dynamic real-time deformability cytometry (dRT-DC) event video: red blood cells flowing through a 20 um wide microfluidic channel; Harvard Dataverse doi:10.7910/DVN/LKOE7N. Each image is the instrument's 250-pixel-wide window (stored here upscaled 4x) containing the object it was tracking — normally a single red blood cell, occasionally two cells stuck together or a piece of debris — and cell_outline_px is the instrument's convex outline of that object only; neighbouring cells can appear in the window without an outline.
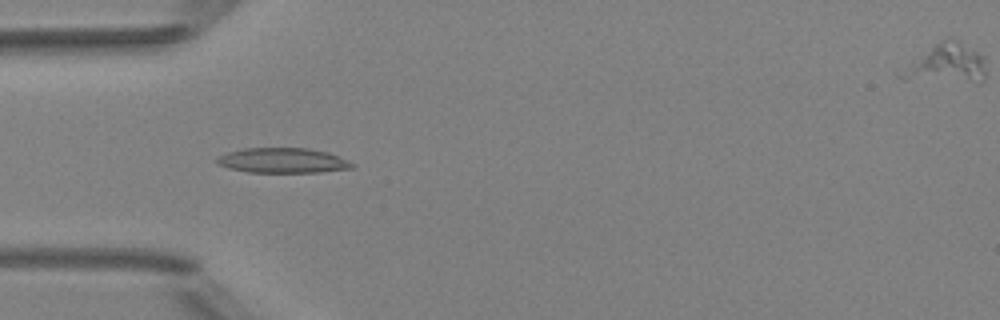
{"species": "Egyptian fruit bat (a non-hibernating species)", "species_latin": "Rousettus aegyptiacus", "temperature_condition": "room temperature", "stored_images_in_passage": 8, "camera_frame_rate_fps": 3000, "um_per_image_px": 0.085, "animal": {"sex": "female"}, "frame": {"image": 1, "passage_image": 5, "time_ms": 4.667, "image_size_px": [1000, 320], "cell_outline_px": [[356, 164], [352, 168], [320, 172], [248, 172], [228, 168], [216, 164], [216, 156], [228, 152], [244, 148], [308, 148], [328, 152], [340, 156]], "centroid_in_image_um": [24.03, 13.64], "position_along_channel_um": 61.0, "area_um2": 19.88}}
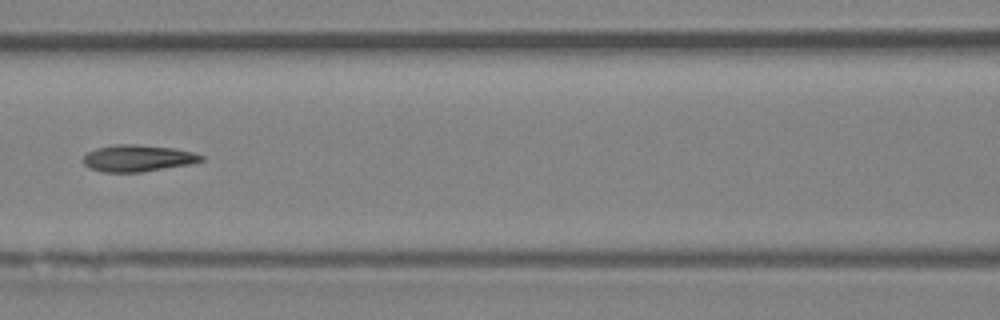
{"frame": {"image": 2, "passage_image": 7, "time_ms": 7.0, "image_size_px": [1000, 320], "cell_outline_px": [[204, 160], [192, 164], [140, 172], [104, 172], [88, 168], [80, 160], [88, 152], [96, 148], [116, 144], [136, 144], [172, 148], [192, 152], [204, 156]], "centroid_in_image_um": [11.68, 13.45], "position_along_channel_um": 154.9, "area_um2": 18.44}}
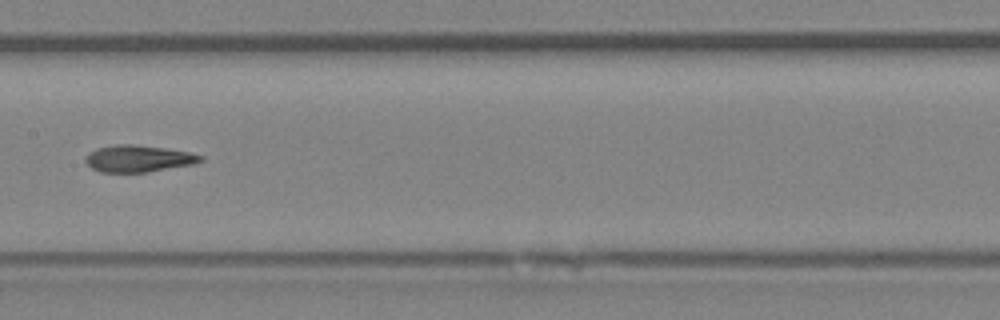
{"frame": {"image": 3, "passage_image": 8, "time_ms": 8.0, "image_size_px": [1000, 320], "cell_outline_px": [[204, 160], [196, 164], [148, 172], [100, 172], [92, 168], [84, 160], [84, 156], [88, 152], [96, 148], [116, 144], [132, 144], [164, 148], [188, 152], [204, 156]], "centroid_in_image_um": [11.76, 13.48], "position_along_channel_um": 195.6, "area_um2": 18.15}}